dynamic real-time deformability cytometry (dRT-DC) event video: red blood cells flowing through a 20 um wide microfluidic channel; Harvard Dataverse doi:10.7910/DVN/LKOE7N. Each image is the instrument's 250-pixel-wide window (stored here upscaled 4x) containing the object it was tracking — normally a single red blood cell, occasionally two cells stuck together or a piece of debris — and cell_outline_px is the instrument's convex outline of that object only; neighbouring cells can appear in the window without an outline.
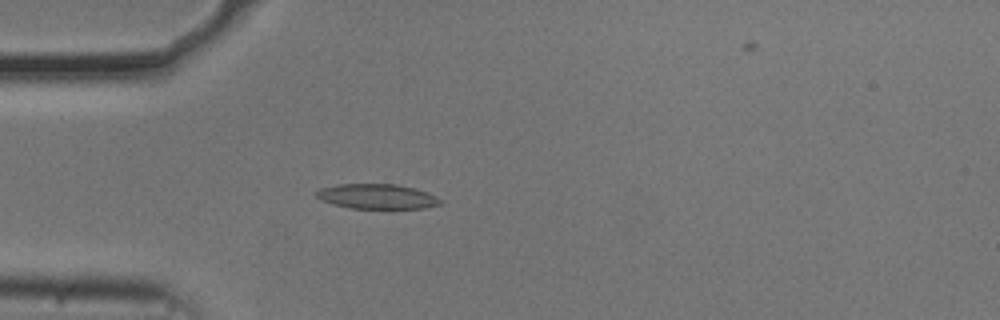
{"species": "common noctule bat (a hibernating species)", "species_latin": "Nyctalus noctula", "temperature_condition": "cold", "stored_images_in_passage": 56, "camera_frame_rate_fps": 3000, "um_per_image_px": 0.085, "animal": {"sex": "male", "body_mass_g": 20.5, "forearm_length_mm": 52.5}, "frame": {"image": 1, "passage_image": 16, "time_ms": 5.0, "image_size_px": [1000, 320], "cell_outline_px": [[444, 204], [424, 208], [352, 208], [332, 204], [320, 200], [316, 196], [316, 192], [320, 188], [336, 184], [396, 184], [412, 188], [436, 196], [444, 200]], "centroid_in_image_um": [32.05, 16.7], "position_along_channel_um": 53.0, "area_um2": 17.98}}
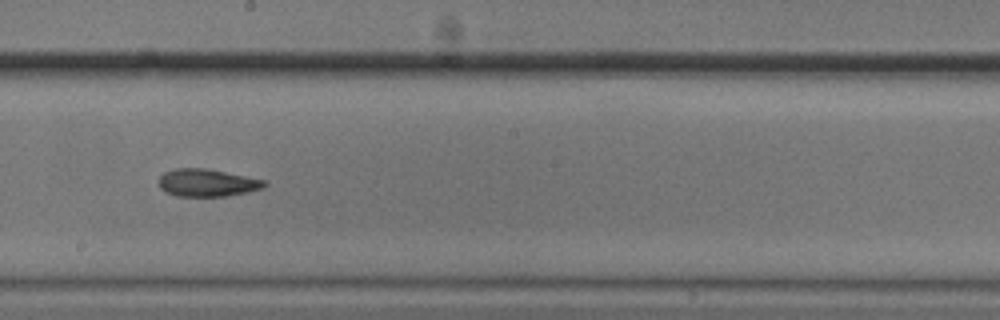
{"frame": {"image": 2, "passage_image": 31, "time_ms": 10.0, "image_size_px": [1000, 320], "cell_outline_px": [[268, 184], [264, 188], [248, 192], [224, 196], [176, 196], [164, 192], [160, 188], [160, 176], [164, 172], [176, 168], [204, 168], [264, 180]], "centroid_in_image_um": [17.59, 15.54], "position_along_channel_um": 230.6, "area_um2": 16.82}}
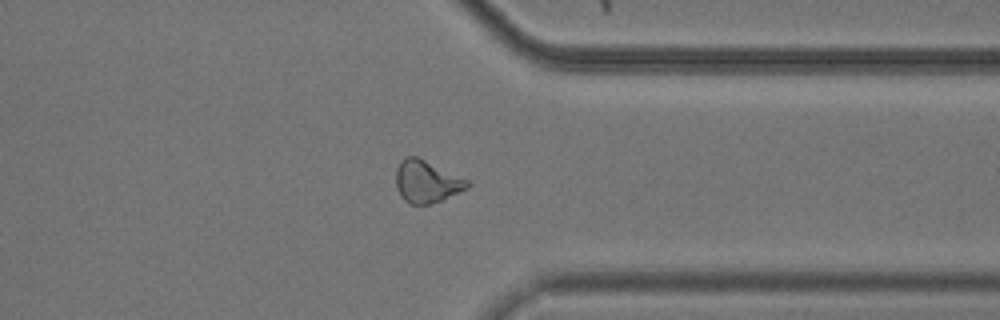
{"frame": {"image": 3, "passage_image": 43, "time_ms": 14.0, "image_size_px": [1000, 320], "cell_outline_px": [[468, 188], [440, 200], [428, 204], [412, 204], [404, 200], [400, 196], [396, 188], [396, 168], [400, 160], [408, 156], [416, 156], [468, 180]], "centroid_in_image_um": [36.21, 15.43], "position_along_channel_um": 375.2, "area_um2": 17.28}, "authors_computed_cell_mechanics": {"area_um2": 17.6868, "velocity_mm_per_s": 3.7, "shape_relaxation_time_tau1_ms": null, "shape_relaxation_time_tau2_ms": 4.807, "deformation_change_tau1": null, "deformation_change_tau2": 0.1025}}